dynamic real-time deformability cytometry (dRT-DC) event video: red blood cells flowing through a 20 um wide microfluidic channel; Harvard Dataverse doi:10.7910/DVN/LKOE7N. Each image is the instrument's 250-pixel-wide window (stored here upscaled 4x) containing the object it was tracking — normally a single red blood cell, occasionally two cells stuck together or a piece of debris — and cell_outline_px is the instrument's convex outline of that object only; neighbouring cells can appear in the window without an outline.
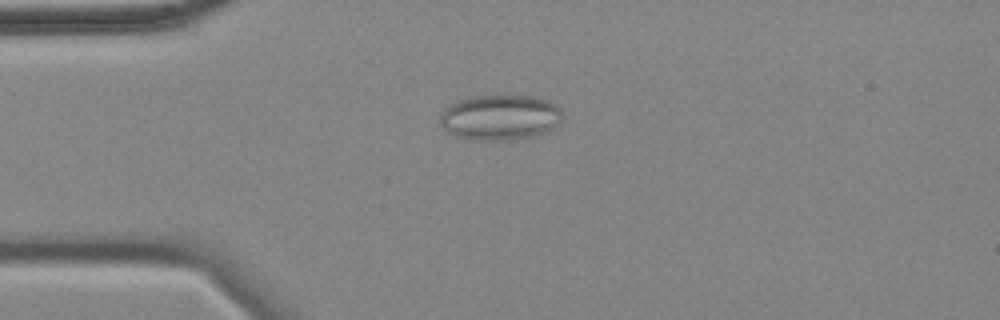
{"species": "common noctule bat (a hibernating species)", "species_latin": "Nyctalus noctula", "temperature_condition": "cold", "stored_images_in_passage": 56, "camera_frame_rate_fps": 3000, "um_per_image_px": 0.085, "animal": {"sex": "female", "body_mass_g": 18.4}, "frame": {"image": 1, "passage_image": 13, "time_ms": 4.0, "image_size_px": [1000, 320], "cell_outline_px": [[564, 116], [548, 132], [508, 140], [476, 140], [456, 136], [448, 132], [440, 124], [440, 112], [448, 104], [472, 96], [532, 96], [548, 100], [556, 104], [560, 108]], "centroid_in_image_um": [42.49, 9.97], "position_along_channel_um": 42.5, "area_um2": 32.37}}
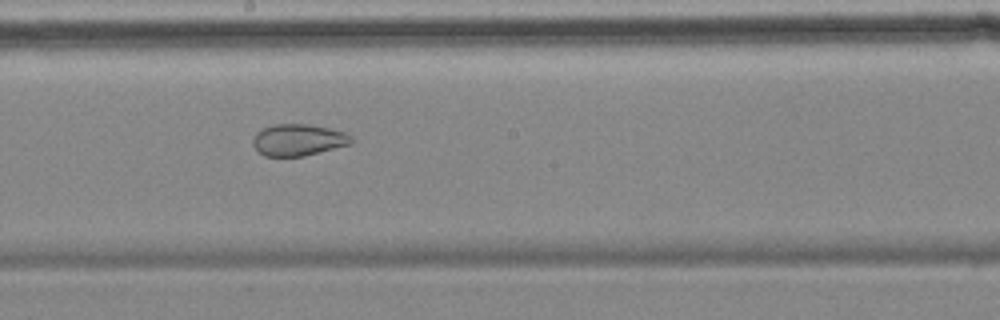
{"frame": {"image": 2, "passage_image": 30, "time_ms": 9.667, "image_size_px": [1000, 320], "cell_outline_px": [[352, 144], [304, 156], [264, 156], [252, 144], [252, 140], [256, 132], [272, 124], [308, 124], [328, 128], [344, 132], [352, 136]], "centroid_in_image_um": [25.35, 11.89], "position_along_channel_um": 222.8, "area_um2": 18.15}}
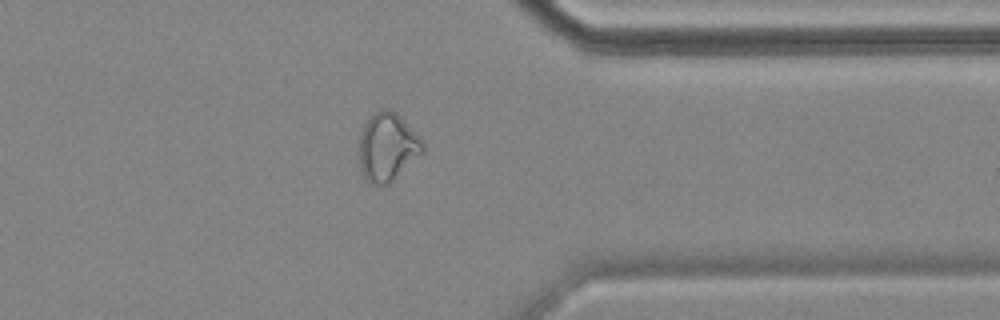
{"frame": {"image": 3, "passage_image": 44, "time_ms": 14.333, "image_size_px": [1000, 320], "cell_outline_px": [[424, 152], [388, 184], [368, 184], [364, 180], [360, 172], [360, 132], [364, 124], [380, 108], [392, 108], [400, 116], [424, 144]], "centroid_in_image_um": [32.9, 12.51], "position_along_channel_um": 378.5, "area_um2": 25.14}, "authors_computed_cell_mechanics": {"area_um2": 25.6343, "velocity_mm_per_s": 3.511, "shape_relaxation_time_tau1_ms": null, "shape_relaxation_time_tau2_ms": 1.7837, "deformation_change_tau1": null, "deformation_change_tau2": 0.074}}